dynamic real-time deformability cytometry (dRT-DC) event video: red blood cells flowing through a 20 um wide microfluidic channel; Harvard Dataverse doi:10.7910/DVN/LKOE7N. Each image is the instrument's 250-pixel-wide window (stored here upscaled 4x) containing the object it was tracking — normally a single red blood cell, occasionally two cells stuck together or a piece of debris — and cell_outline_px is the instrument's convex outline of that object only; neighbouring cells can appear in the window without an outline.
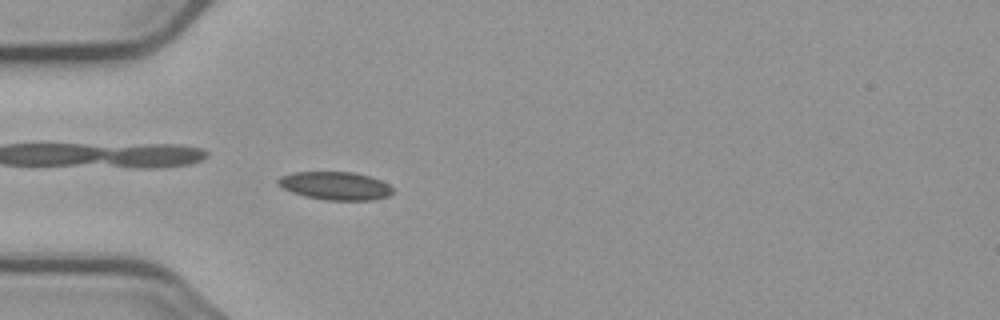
{"species": "common noctule bat (a hibernating species)", "species_latin": "Nyctalus noctula", "temperature_condition": "cold", "stored_images_in_passage": 40, "camera_frame_rate_fps": 3000, "um_per_image_px": 0.085, "animal": {"sex": "male", "body_mass_g": 23.1, "forearm_length_mm": 52.7}, "frame": {"image": 1, "passage_image": 1, "time_ms": 0.0, "image_size_px": [1000, 320], "cell_outline_px": [[392, 192], [388, 196], [372, 200], [324, 200], [304, 196], [292, 192], [276, 184], [276, 180], [280, 176], [292, 172], [352, 172], [368, 176], [380, 180], [388, 184], [392, 188]], "centroid_in_image_um": [28.45, 15.79], "position_along_channel_um": 56.5, "area_um2": 18.79}}
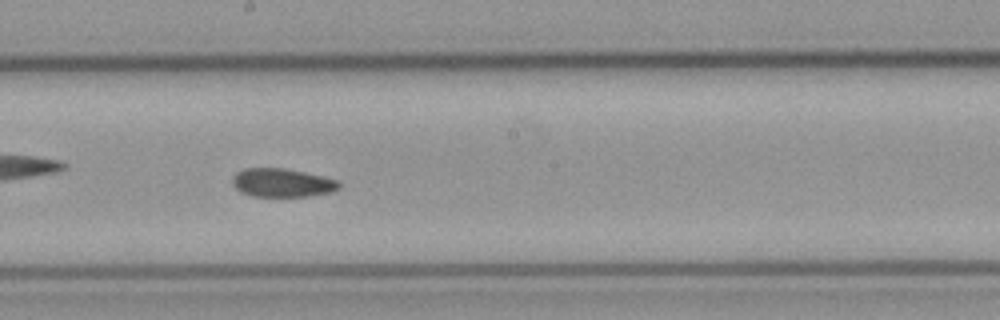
{"frame": {"image": 2, "passage_image": 15, "time_ms": 4.667, "image_size_px": [1000, 320], "cell_outline_px": [[340, 188], [332, 192], [308, 196], [252, 196], [240, 192], [232, 184], [232, 176], [236, 172], [244, 168], [284, 168], [304, 172], [340, 180]], "centroid_in_image_um": [23.98, 15.53], "position_along_channel_um": 224.2, "area_um2": 17.86}}
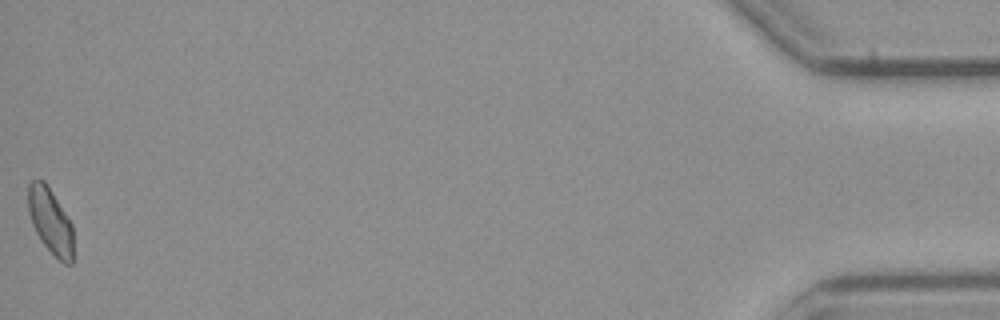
{"frame": {"image": 3, "passage_image": 40, "time_ms": 13.0, "image_size_px": [1000, 320], "cell_outline_px": [[72, 264], [64, 264], [40, 240], [32, 224], [28, 212], [28, 184], [32, 180], [44, 180], [52, 192], [72, 224]], "centroid_in_image_um": [4.26, 18.77], "position_along_channel_um": 430.9, "area_um2": 16.99}, "authors_computed_cell_mechanics": {"area_um2": 17.9469, "velocity_mm_per_s": 3.6966, "shape_relaxation_time_tau1_ms": null, "shape_relaxation_time_tau2_ms": 8.2291, "deformation_change_tau1": null, "deformation_change_tau2": 0.1116}}